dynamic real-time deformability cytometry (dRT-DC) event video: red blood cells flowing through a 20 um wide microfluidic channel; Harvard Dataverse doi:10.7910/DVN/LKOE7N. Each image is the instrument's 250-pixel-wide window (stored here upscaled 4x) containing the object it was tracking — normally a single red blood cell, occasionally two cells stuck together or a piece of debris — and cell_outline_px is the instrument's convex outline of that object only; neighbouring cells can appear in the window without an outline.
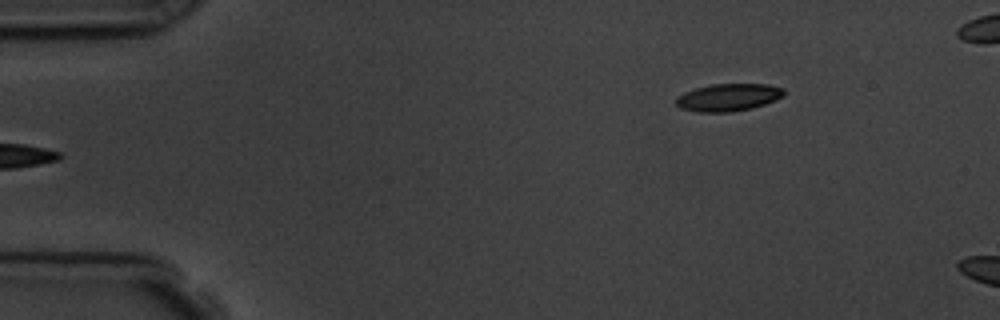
{"species": "common noctule bat (a hibernating species)", "species_latin": "Nyctalus noctula", "temperature_condition": "room temperature", "stored_images_in_passage": 4, "camera_frame_rate_fps": 3000, "um_per_image_px": 0.085, "animal": {"sex": "male", "body_mass_g": 19.5, "forearm_length_mm": 54.6}, "frame": {"image": 1, "passage_image": 4, "time_ms": 3.667, "image_size_px": [1000, 320], "cell_outline_px": [[784, 96], [776, 100], [752, 108], [728, 112], [700, 112], [680, 108], [676, 104], [676, 96], [684, 92], [696, 88], [712, 84], [768, 84], [784, 88]], "centroid_in_image_um": [61.91, 8.27], "position_along_channel_um": 23.1, "area_um2": 17.28}}